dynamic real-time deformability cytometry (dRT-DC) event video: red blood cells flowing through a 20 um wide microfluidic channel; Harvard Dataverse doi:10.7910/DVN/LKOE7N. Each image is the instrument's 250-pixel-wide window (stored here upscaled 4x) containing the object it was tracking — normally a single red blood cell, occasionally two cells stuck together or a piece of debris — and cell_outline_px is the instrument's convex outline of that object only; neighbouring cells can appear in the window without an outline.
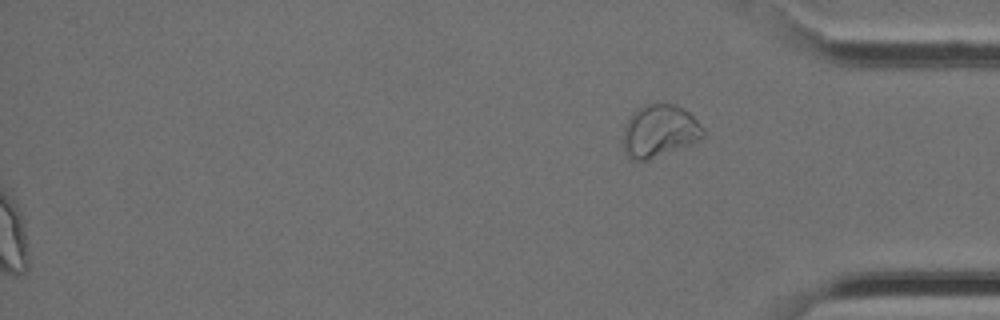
{"species": "Egyptian fruit bat (a non-hibernating species)", "species_latin": "Rousettus aegyptiacus", "temperature_condition": "cold", "stored_images_in_passage": 36, "segment_of_instrument_passage": [2, 2], "camera_frame_rate_fps": 3000, "um_per_image_px": 0.085, "animal": {"sex": "female"}, "frame": {"image": 1, "passage_image": 36, "time_ms": 11.667, "image_size_px": [1000, 320], "cell_outline_px": [[704, 136], [700, 140], [644, 160], [632, 160], [624, 152], [624, 124], [632, 112], [636, 108], [644, 104], [676, 104], [688, 112], [704, 128]], "centroid_in_image_um": [56.03, 11.1], "position_along_channel_um": 379.2, "area_um2": 24.16}}